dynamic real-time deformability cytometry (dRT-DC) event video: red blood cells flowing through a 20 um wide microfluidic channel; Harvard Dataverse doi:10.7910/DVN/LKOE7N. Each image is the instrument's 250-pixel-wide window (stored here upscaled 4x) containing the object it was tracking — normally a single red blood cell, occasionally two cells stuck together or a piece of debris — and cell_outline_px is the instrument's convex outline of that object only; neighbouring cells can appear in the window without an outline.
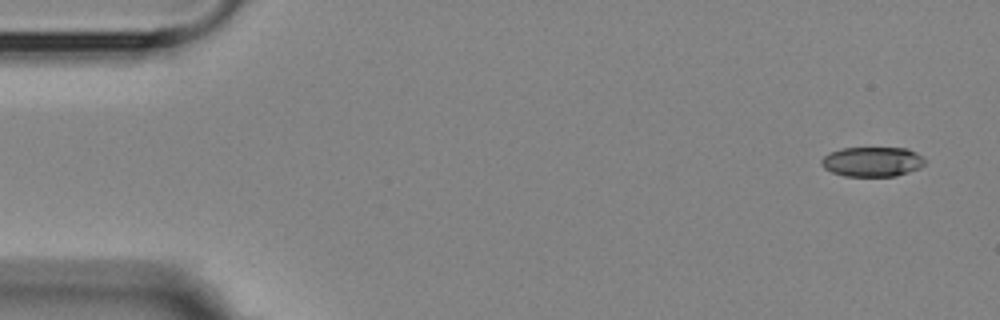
{"species": "Egyptian fruit bat (a non-hibernating species)", "species_latin": "Rousettus aegyptiacus", "temperature_condition": "room temperature", "stored_images_in_passage": 3, "camera_frame_rate_fps": 3000, "um_per_image_px": 0.085, "animal": {"sex": "female"}, "frame": {"image": 1, "passage_image": 1, "time_ms": 0.0, "image_size_px": [1000, 320], "cell_outline_px": [[924, 164], [920, 168], [896, 176], [844, 176], [832, 172], [824, 168], [820, 164], [820, 160], [828, 152], [840, 148], [908, 148], [916, 152], [924, 160]], "centroid_in_image_um": [74.1, 13.74], "position_along_channel_um": 10.9, "area_um2": 18.03}}